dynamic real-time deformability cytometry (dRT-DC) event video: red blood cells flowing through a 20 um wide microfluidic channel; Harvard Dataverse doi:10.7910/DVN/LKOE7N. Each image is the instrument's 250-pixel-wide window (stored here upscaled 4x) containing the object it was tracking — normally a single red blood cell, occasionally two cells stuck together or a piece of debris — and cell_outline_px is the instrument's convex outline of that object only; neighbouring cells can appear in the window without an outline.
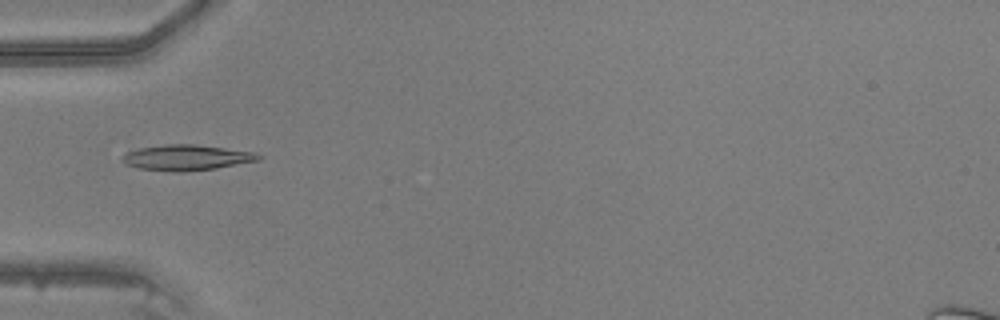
{"species": "common noctule bat (a hibernating species)", "species_latin": "Nyctalus noctula", "temperature_condition": "warm", "stored_images_in_passage": 32, "camera_frame_rate_fps": 3000, "um_per_image_px": 0.085, "animal": {"sex": "male", "body_mass_g": 20.5, "forearm_length_mm": 52.5}, "frame": {"image": 1, "passage_image": 1, "time_ms": 0.0, "image_size_px": [1000, 320], "cell_outline_px": [[264, 156], [260, 160], [216, 168], [184, 172], [176, 172], [136, 168], [124, 164], [120, 156], [128, 152], [140, 148], [164, 144], [196, 144], [252, 152]], "centroid_in_image_um": [15.83, 13.4], "position_along_channel_um": 69.2, "area_um2": 20.35}}
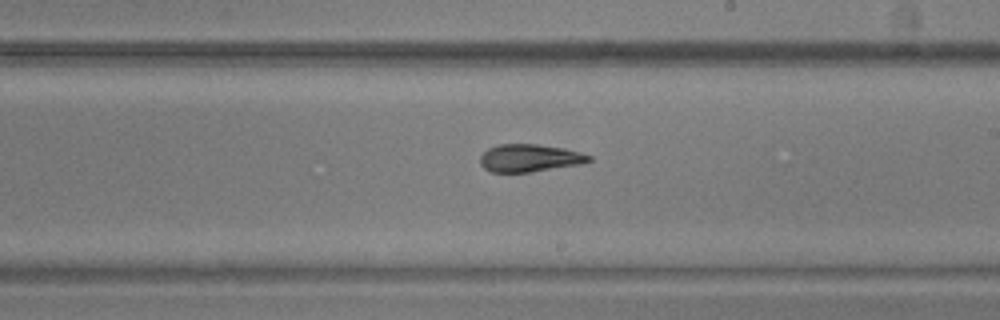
{"frame": {"image": 2, "passage_image": 13, "time_ms": 4.0, "image_size_px": [1000, 320], "cell_outline_px": [[592, 160], [580, 164], [532, 172], [492, 172], [484, 168], [480, 164], [480, 156], [488, 148], [500, 144], [536, 144], [564, 148], [580, 152], [592, 156]], "centroid_in_image_um": [45.02, 13.43], "position_along_channel_um": 244.0, "area_um2": 17.51}}
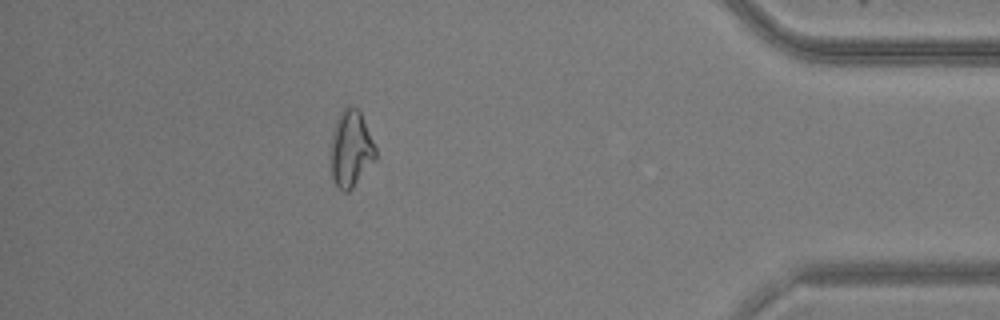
{"frame": {"image": 3, "passage_image": 27, "time_ms": 8.667, "image_size_px": [1000, 320], "cell_outline_px": [[376, 160], [352, 188], [348, 192], [344, 192], [332, 180], [332, 128], [340, 112], [344, 108], [352, 104], [360, 112], [376, 148]], "centroid_in_image_um": [29.83, 12.64], "position_along_channel_um": 405.4, "area_um2": 19.83}}